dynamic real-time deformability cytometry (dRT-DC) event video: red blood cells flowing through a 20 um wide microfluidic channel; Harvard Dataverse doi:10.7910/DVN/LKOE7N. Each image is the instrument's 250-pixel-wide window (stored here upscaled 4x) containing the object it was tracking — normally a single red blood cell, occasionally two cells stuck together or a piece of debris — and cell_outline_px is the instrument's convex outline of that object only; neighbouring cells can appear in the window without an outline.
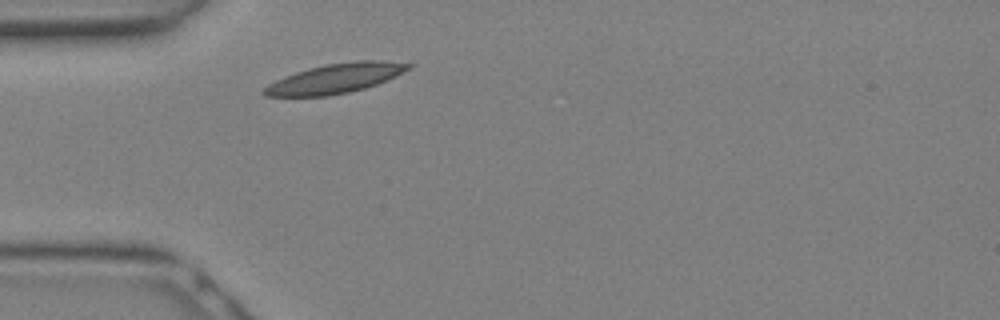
{"species": "Egyptian fruit bat (a non-hibernating species)", "species_latin": "Rousettus aegyptiacus", "temperature_condition": "warm", "stored_images_in_passage": 3, "camera_frame_rate_fps": 3000, "um_per_image_px": 0.085, "animal": {"sex": "female"}, "frame": {"image": 1, "passage_image": 1, "time_ms": 0.0, "image_size_px": [1000, 320], "cell_outline_px": [[412, 68], [396, 76], [376, 84], [364, 88], [348, 92], [328, 96], [264, 96], [260, 92], [268, 84], [276, 80], [296, 72], [308, 68], [328, 64], [356, 60], [380, 60], [412, 64]], "centroid_in_image_um": [28.5, 6.66], "position_along_channel_um": 56.5, "area_um2": 24.74}}
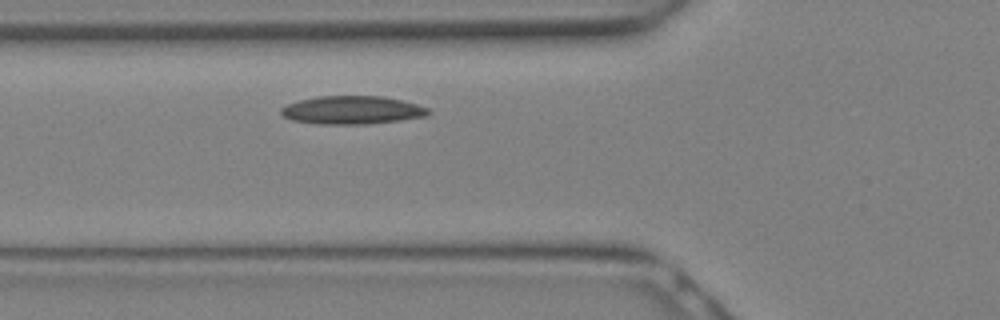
{"frame": {"image": 2, "passage_image": 3, "time_ms": 0.667, "image_size_px": [1000, 320], "cell_outline_px": [[432, 112], [424, 116], [400, 120], [368, 124], [320, 124], [292, 120], [284, 116], [280, 112], [280, 108], [288, 104], [300, 100], [316, 96], [380, 96], [400, 100], [416, 104], [428, 108]], "centroid_in_image_um": [29.91, 9.36], "position_along_channel_um": 95.9, "area_um2": 24.04}}